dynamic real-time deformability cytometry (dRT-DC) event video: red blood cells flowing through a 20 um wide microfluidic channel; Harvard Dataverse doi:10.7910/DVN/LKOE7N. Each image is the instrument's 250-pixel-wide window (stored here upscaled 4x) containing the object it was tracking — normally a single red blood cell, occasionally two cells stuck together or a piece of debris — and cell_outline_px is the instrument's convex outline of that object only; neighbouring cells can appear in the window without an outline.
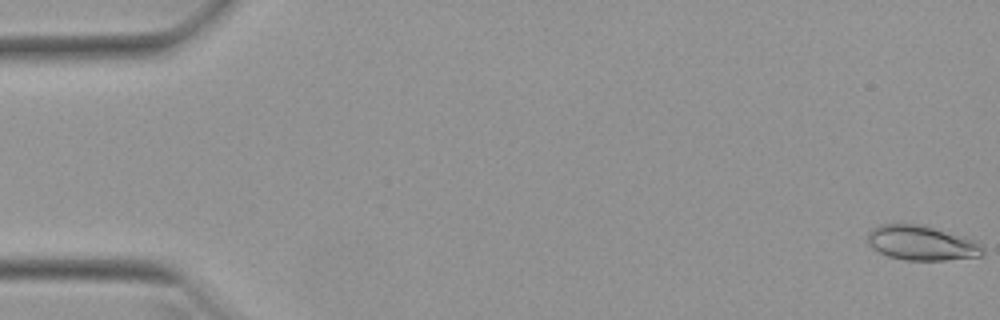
{"species": "Egyptian fruit bat (a non-hibernating species)", "species_latin": "Rousettus aegyptiacus", "temperature_condition": "warm", "stored_images_in_passage": 52, "camera_frame_rate_fps": 3000, "um_per_image_px": 0.085, "animal": {"sex": "female"}, "frame": {"image": 1, "passage_image": 1, "time_ms": 0.0, "image_size_px": [1000, 320], "cell_outline_px": [[984, 252], [980, 256], [944, 260], [908, 260], [888, 256], [872, 248], [868, 244], [868, 232], [872, 228], [880, 224], [916, 224], [964, 236], [976, 240], [984, 248]], "centroid_in_image_um": [78.33, 20.65], "position_along_channel_um": 6.7, "area_um2": 23.12}}
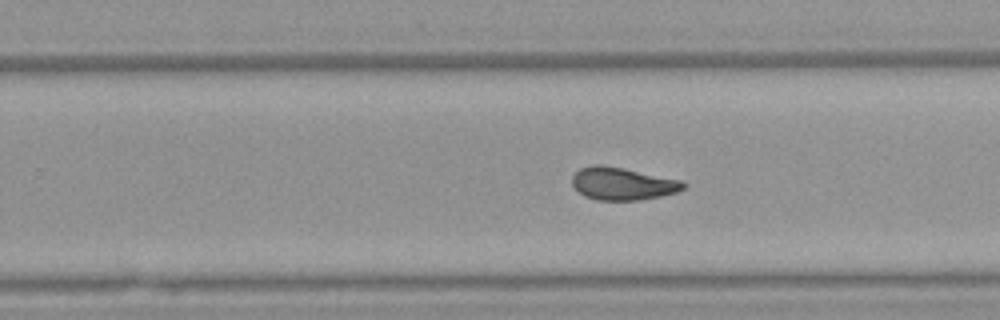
{"frame": {"image": 2, "passage_image": 33, "time_ms": 10.667, "image_size_px": [1000, 320], "cell_outline_px": [[688, 184], [684, 188], [676, 192], [660, 196], [640, 200], [596, 200], [584, 196], [572, 184], [572, 176], [580, 168], [592, 164], [600, 164], [680, 180]], "centroid_in_image_um": [52.89, 15.62], "position_along_channel_um": 276.9, "area_um2": 20.87}}
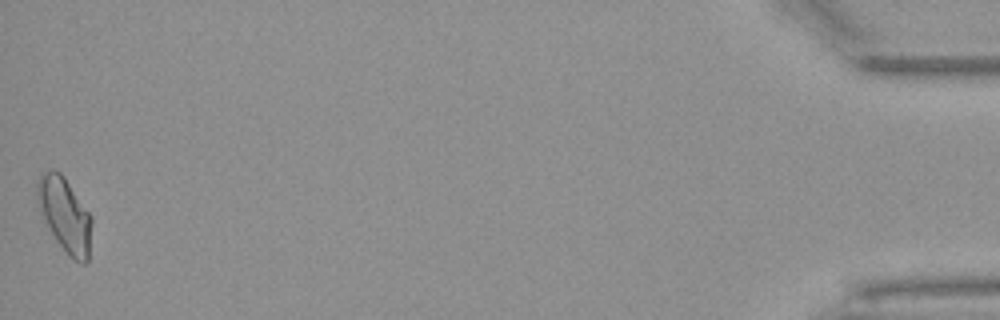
{"frame": {"image": 3, "passage_image": 52, "time_ms": 17.0, "image_size_px": [1000, 320], "cell_outline_px": [[92, 224], [88, 260], [84, 264], [80, 264], [68, 256], [40, 220], [36, 196], [36, 184], [40, 172], [60, 172], [64, 176], [92, 216]], "centroid_in_image_um": [5.47, 18.29], "position_along_channel_um": 429.7, "area_um2": 24.22}, "authors_computed_cell_mechanics": {"area_um2": 21.4149, "velocity_mm_per_s": 3.9502, "shape_relaxation_time_tau1_ms": 8.0372, "shape_relaxation_time_tau2_ms": 2.06, "deformation_change_tau1": 0.1947, "deformation_change_tau2": 0.0737}}